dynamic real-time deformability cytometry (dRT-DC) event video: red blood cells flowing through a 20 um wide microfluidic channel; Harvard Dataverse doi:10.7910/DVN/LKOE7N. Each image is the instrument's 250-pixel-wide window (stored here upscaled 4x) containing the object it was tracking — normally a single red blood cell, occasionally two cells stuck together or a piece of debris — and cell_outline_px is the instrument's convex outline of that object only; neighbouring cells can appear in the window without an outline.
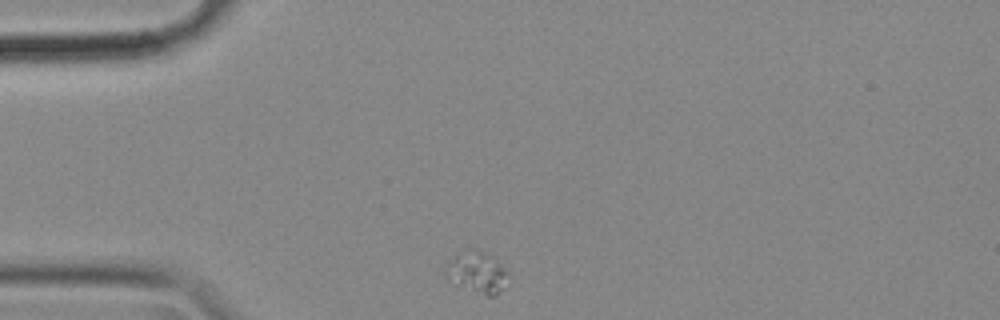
{"species": "common noctule bat (a hibernating species)", "species_latin": "Nyctalus noctula", "temperature_condition": "cold", "stored_images_in_passage": 35, "camera_frame_rate_fps": 3000, "um_per_image_px": 0.085, "animal": {"sex": "female", "body_mass_g": 18.4}, "frame": {"image": 1, "passage_image": 1, "time_ms": 0.0, "image_size_px": [1000, 320], "cell_outline_px": [[508, 272], [504, 288], [496, 296], [488, 296], [452, 284], [448, 280], [448, 264], [456, 256], [472, 248], [492, 256]], "centroid_in_image_um": [40.59, 23.19], "position_along_channel_um": 44.4, "area_um2": 14.57}}
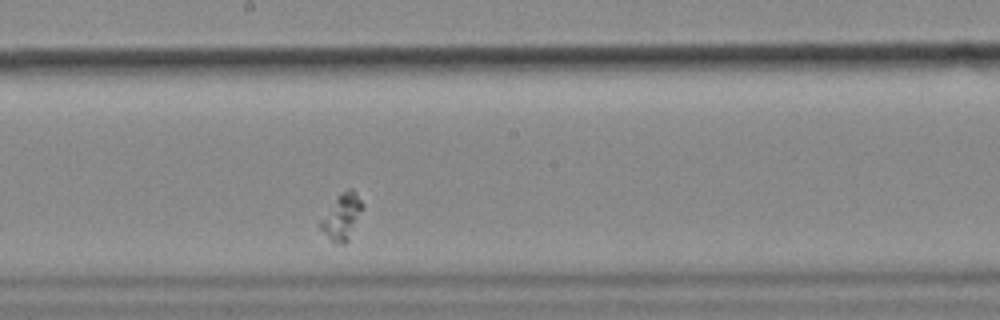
{"frame": {"image": 2, "passage_image": 19, "time_ms": 6.0, "image_size_px": [1000, 320], "cell_outline_px": [[364, 208], [348, 240], [344, 244], [332, 244], [320, 228], [320, 220], [336, 196], [340, 192], [348, 188], [352, 188], [356, 192], [364, 204]], "centroid_in_image_um": [29.07, 18.41], "position_along_channel_um": 219.1, "area_um2": 11.5}}
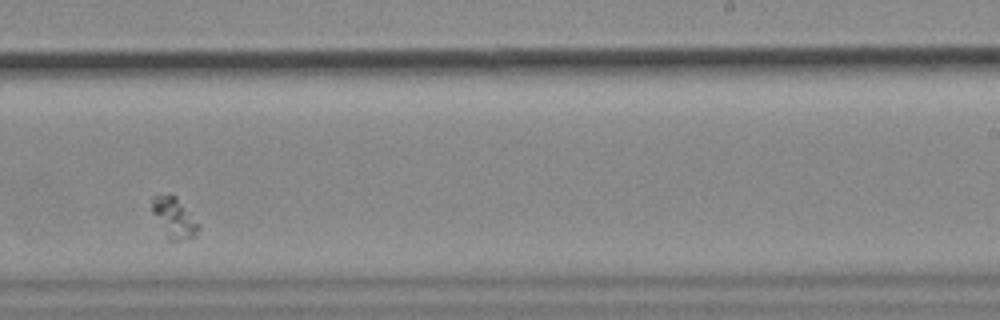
{"frame": {"image": 3, "passage_image": 24, "time_ms": 7.667, "image_size_px": [1000, 320], "cell_outline_px": [[200, 228], [196, 236], [176, 244], [172, 244], [168, 240], [152, 212], [152, 196], [172, 192], [176, 196], [200, 224]], "centroid_in_image_um": [14.82, 18.55], "position_along_channel_um": 274.2, "area_um2": 11.5}}